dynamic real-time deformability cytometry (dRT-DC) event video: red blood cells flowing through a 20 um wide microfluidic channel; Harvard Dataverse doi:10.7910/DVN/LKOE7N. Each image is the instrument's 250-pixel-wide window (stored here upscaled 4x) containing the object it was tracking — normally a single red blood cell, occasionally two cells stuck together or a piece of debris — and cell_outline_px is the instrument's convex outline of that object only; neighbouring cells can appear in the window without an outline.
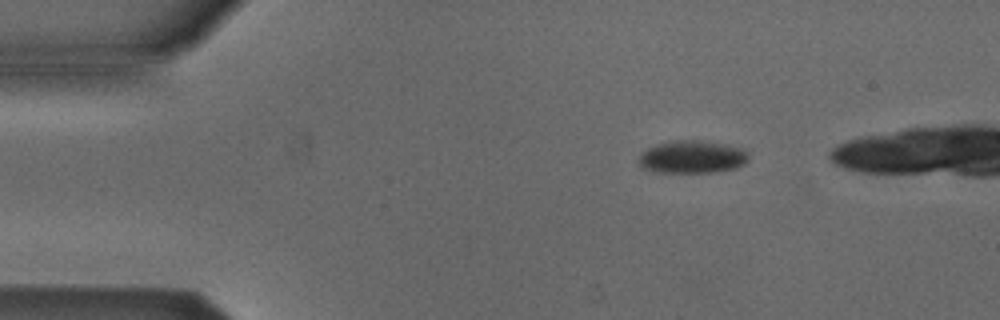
{"species": "Egyptian fruit bat (a non-hibernating species)", "species_latin": "Rousettus aegyptiacus", "temperature_condition": "cold", "stored_images_in_passage": 7, "camera_frame_rate_fps": 3000, "um_per_image_px": 0.085, "animal": {"sex": "male"}, "frame": {"image": 1, "passage_image": 2, "time_ms": 0.333, "image_size_px": [1000, 320], "cell_outline_px": [[748, 160], [744, 164], [736, 168], [716, 172], [652, 172], [640, 168], [636, 160], [640, 152], [656, 144], [676, 140], [700, 140], [748, 148]], "centroid_in_image_um": [58.81, 13.34], "position_along_channel_um": 26.2, "area_um2": 21.5}}
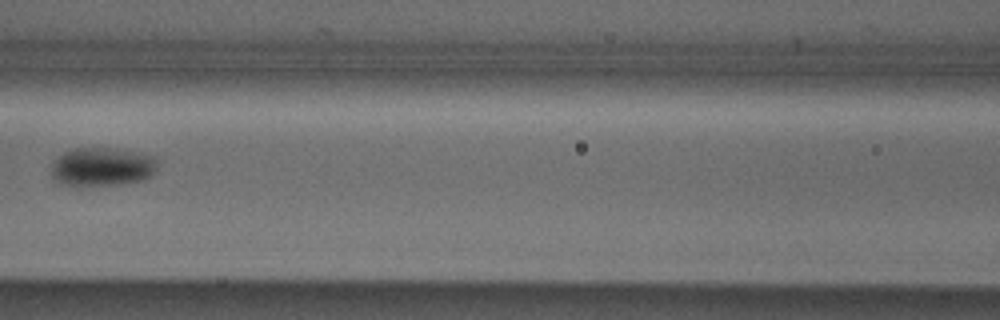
{"frame": {"image": 2, "passage_image": 6, "time_ms": 1.667, "image_size_px": [1000, 320], "cell_outline_px": [[156, 172], [152, 176], [144, 180], [120, 184], [76, 188], [60, 184], [52, 180], [52, 164], [64, 152], [72, 148], [112, 148], [156, 156]], "centroid_in_image_um": [8.65, 14.22], "position_along_channel_um": 157.9, "area_um2": 24.57}}
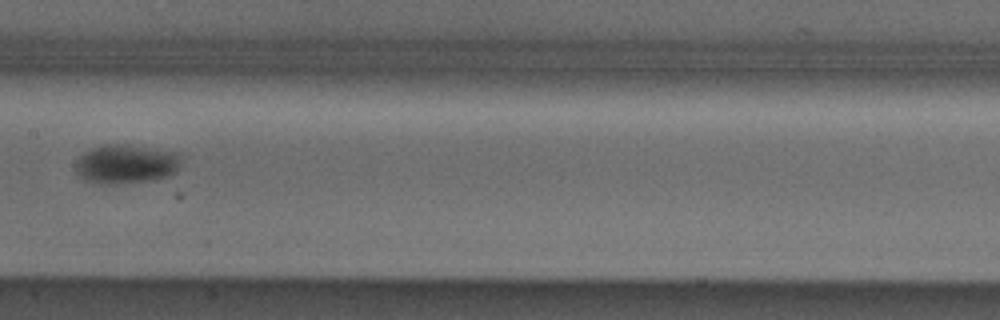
{"frame": {"image": 3, "passage_image": 7, "time_ms": 2.0, "image_size_px": [1000, 320], "cell_outline_px": [[180, 160], [176, 172], [168, 176], [156, 180], [116, 184], [96, 184], [84, 180], [76, 176], [76, 160], [84, 152], [92, 148], [104, 144], [124, 144], [176, 152], [180, 156]], "centroid_in_image_um": [10.66, 13.96], "position_along_channel_um": 196.7, "area_um2": 24.33}}